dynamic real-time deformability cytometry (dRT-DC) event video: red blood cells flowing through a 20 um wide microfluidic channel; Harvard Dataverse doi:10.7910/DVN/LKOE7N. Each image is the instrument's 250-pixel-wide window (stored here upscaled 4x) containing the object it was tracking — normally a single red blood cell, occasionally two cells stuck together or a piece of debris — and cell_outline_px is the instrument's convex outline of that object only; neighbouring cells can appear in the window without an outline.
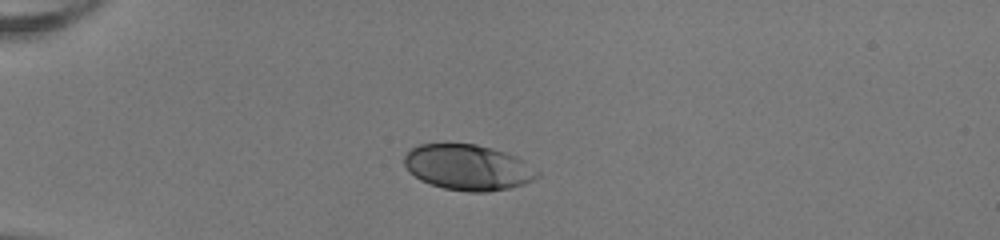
{"species": "human", "species_latin": "Homo sapiens", "temperature_condition": "room temperature", "stored_images_in_passage": 38, "camera_frame_rate_fps": 3000, "um_per_image_px": 0.085, "donor": {"sex": "female"}, "frame": {"image": 1, "passage_image": 1, "time_ms": 0.0, "image_size_px": [1000, 240], "cell_outline_px": [[540, 176], [524, 184], [508, 188], [488, 192], [468, 192], [444, 188], [420, 180], [408, 172], [404, 164], [404, 156], [412, 148], [420, 144], [476, 144], [492, 148], [516, 156], [524, 160], [540, 172]], "centroid_in_image_um": [39.79, 14.23], "position_along_channel_um": 45.2, "area_um2": 35.43}}
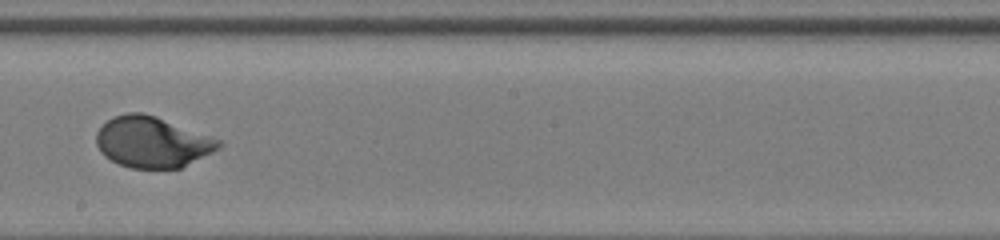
{"frame": {"image": 2, "passage_image": 18, "time_ms": 5.667, "image_size_px": [1000, 240], "cell_outline_px": [[220, 148], [180, 168], [132, 168], [120, 164], [104, 156], [100, 152], [96, 144], [96, 132], [112, 116], [128, 112], [144, 112], [156, 116], [220, 140]], "centroid_in_image_um": [12.89, 12.07], "position_along_channel_um": 235.3, "area_um2": 36.01}}
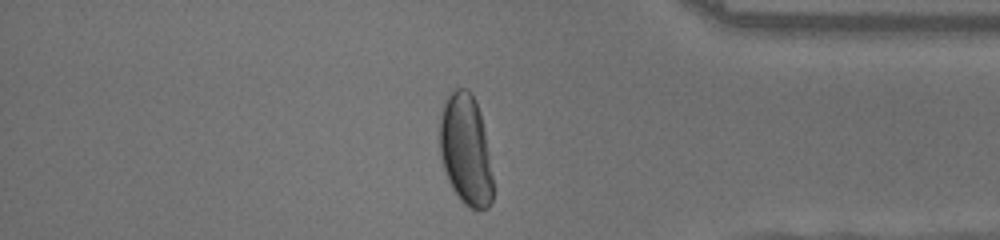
{"frame": {"image": 3, "passage_image": 31, "time_ms": 10.0, "image_size_px": [1000, 240], "cell_outline_px": [[492, 200], [488, 208], [472, 208], [464, 204], [460, 200], [452, 188], [448, 180], [444, 168], [440, 152], [440, 112], [448, 96], [456, 88], [468, 88], [472, 92], [476, 100], [480, 112], [484, 128], [492, 176]], "centroid_in_image_um": [39.58, 12.71], "position_along_channel_um": 395.6, "area_um2": 34.22}, "authors_computed_cell_mechanics": {"area_um2": 35.9805, "velocity_mm_per_s": 4.0335, "shape_relaxation_time_tau1_ms": 3.4209, "shape_relaxation_time_tau2_ms": null, "deformation_change_tau1": 0.1776, "deformation_change_tau2": null}}